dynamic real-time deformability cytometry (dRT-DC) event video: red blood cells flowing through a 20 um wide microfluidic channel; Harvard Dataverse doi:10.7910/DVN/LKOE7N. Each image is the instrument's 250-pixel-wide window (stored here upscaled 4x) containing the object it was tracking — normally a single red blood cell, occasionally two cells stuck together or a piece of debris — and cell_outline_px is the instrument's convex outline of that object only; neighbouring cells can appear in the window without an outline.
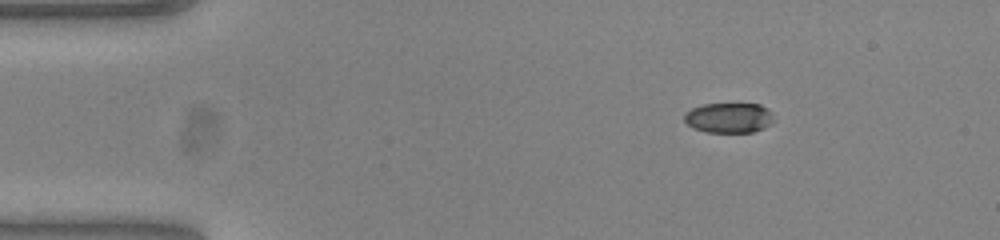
{"species": "common noctule bat (a hibernating species)", "species_latin": "Nyctalus noctula", "temperature_condition": "warm", "stored_images_in_passage": 47, "camera_frame_rate_fps": 3000, "um_per_image_px": 0.085, "animal": {"sex": "female", "body_mass_g": 23.0, "forearm_length_mm": 53.4}, "frame": {"image": 1, "passage_image": 1, "time_ms": 0.0, "image_size_px": [1000, 240], "cell_outline_px": [[772, 124], [764, 128], [752, 132], [708, 132], [692, 128], [684, 120], [684, 112], [692, 108], [704, 104], [760, 104], [768, 108], [772, 112]], "centroid_in_image_um": [61.96, 10.01], "position_along_channel_um": 23.0, "area_um2": 15.78}}
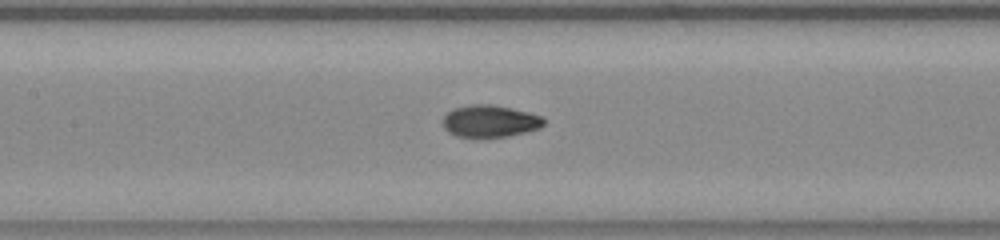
{"frame": {"image": 2, "passage_image": 18, "time_ms": 5.667, "image_size_px": [1000, 240], "cell_outline_px": [[544, 124], [540, 128], [508, 136], [456, 136], [448, 132], [444, 128], [444, 116], [452, 108], [468, 104], [492, 104], [512, 108], [528, 112], [540, 116], [544, 120]], "centroid_in_image_um": [41.63, 10.27], "position_along_channel_um": 165.8, "area_um2": 18.67}}
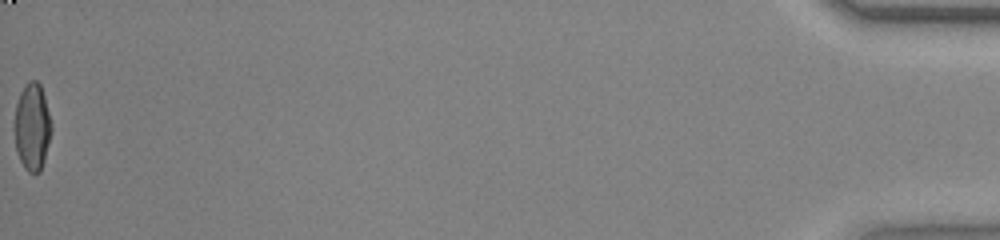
{"frame": {"image": 3, "passage_image": 47, "time_ms": 15.333, "image_size_px": [1000, 240], "cell_outline_px": [[52, 132], [44, 160], [40, 172], [28, 172], [24, 168], [16, 152], [12, 128], [16, 104], [20, 92], [24, 84], [28, 80], [36, 80], [40, 84], [44, 96], [52, 124]], "centroid_in_image_um": [2.7, 10.77], "position_along_channel_um": 432.5, "area_um2": 19.31}, "authors_computed_cell_mechanics": {"area_um2": 18.6116, "velocity_mm_per_s": 3.8644, "shape_relaxation_time_tau1_ms": 4.8883, "shape_relaxation_time_tau2_ms": 1.0363, "deformation_change_tau1": 0.2198, "deformation_change_tau2": 0.0418}}